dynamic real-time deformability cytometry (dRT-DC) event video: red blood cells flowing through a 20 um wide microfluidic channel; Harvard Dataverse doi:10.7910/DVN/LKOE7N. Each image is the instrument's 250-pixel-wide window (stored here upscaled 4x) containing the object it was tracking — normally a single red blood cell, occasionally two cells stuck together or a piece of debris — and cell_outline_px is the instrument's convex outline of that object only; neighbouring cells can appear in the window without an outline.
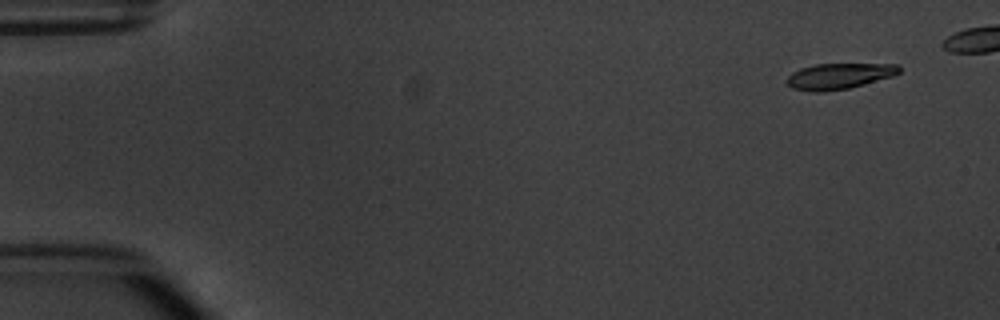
{"species": "common noctule bat (a hibernating species)", "species_latin": "Nyctalus noctula", "temperature_condition": "warm", "stored_images_in_passage": 5, "camera_frame_rate_fps": 3000, "um_per_image_px": 0.085, "animal": {"sex": "male", "body_mass_g": 20.1, "forearm_length_mm": 53.5}, "frame": {"image": 1, "passage_image": 1, "time_ms": 0.0, "image_size_px": [1000, 320], "cell_outline_px": [[900, 72], [892, 76], [864, 84], [848, 88], [824, 92], [812, 92], [792, 88], [784, 80], [792, 72], [800, 68], [816, 64], [896, 64], [900, 68]], "centroid_in_image_um": [71.27, 6.47], "position_along_channel_um": 13.7, "area_um2": 16.88}}